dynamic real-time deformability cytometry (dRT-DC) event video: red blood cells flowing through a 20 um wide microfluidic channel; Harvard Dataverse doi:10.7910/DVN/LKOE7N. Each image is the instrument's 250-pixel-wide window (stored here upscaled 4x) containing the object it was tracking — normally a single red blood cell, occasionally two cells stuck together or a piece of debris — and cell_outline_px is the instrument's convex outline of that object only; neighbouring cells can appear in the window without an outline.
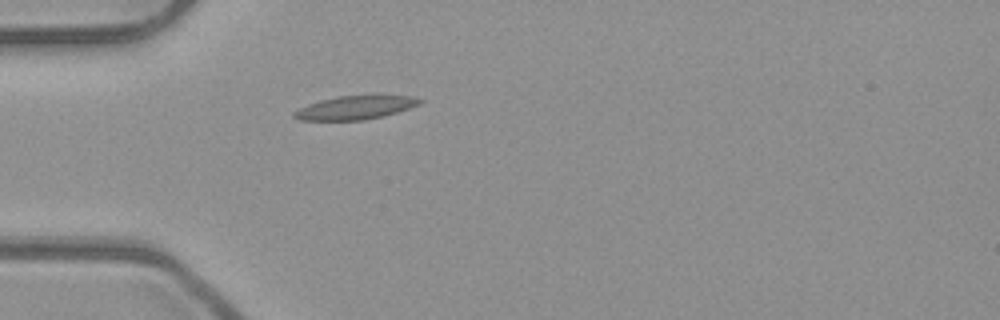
{"species": "common noctule bat (a hibernating species)", "species_latin": "Nyctalus noctula", "temperature_condition": "room temperature", "stored_images_in_passage": 1, "camera_frame_rate_fps": 3000, "um_per_image_px": 0.085, "animal": {"sex": "male", "body_mass_g": 23.1, "forearm_length_mm": 52.7}, "frame": {"image": 1, "passage_image": 1, "time_ms": 0.0, "image_size_px": [1000, 320], "cell_outline_px": [[424, 100], [420, 104], [396, 112], [364, 120], [300, 120], [292, 116], [292, 112], [308, 104], [320, 100], [340, 96], [376, 92], [412, 96]], "centroid_in_image_um": [30.26, 9.09], "position_along_channel_um": 54.7, "area_um2": 17.92}}